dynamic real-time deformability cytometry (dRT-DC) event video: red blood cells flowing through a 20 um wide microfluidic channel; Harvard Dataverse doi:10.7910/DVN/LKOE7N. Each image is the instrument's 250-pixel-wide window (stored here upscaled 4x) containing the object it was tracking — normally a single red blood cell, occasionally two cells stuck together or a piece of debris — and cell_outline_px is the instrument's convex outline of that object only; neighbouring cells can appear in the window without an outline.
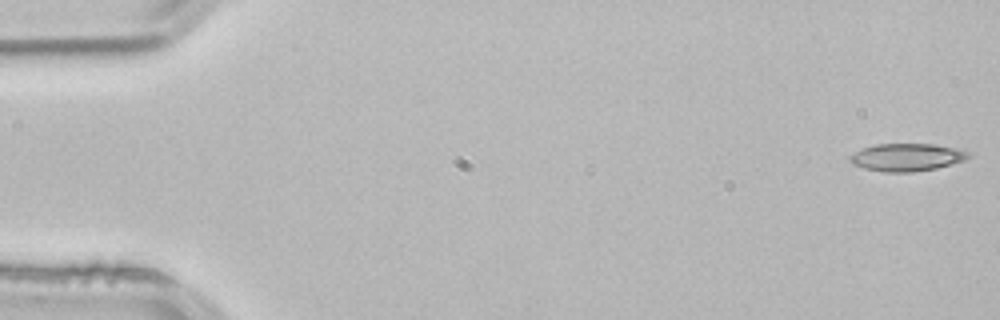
{"species": "common noctule bat (a hibernating species)", "species_latin": "Nyctalus noctula", "temperature_condition": "room temperature", "stored_images_in_passage": 14, "camera_frame_rate_fps": 3000, "um_per_image_px": 0.085, "animal": {"sex": "male", "body_mass_g": 21.5, "forearm_length_mm": 52.0}, "frame": {"image": 1, "passage_image": 1, "time_ms": 0.0, "image_size_px": [1000, 320], "cell_outline_px": [[972, 156], [964, 160], [936, 168], [912, 172], [884, 172], [864, 168], [852, 164], [848, 160], [848, 156], [864, 148], [876, 144], [932, 144], [952, 148], [968, 152]], "centroid_in_image_um": [77.03, 13.37], "position_along_channel_um": 8.0, "area_um2": 18.84}}